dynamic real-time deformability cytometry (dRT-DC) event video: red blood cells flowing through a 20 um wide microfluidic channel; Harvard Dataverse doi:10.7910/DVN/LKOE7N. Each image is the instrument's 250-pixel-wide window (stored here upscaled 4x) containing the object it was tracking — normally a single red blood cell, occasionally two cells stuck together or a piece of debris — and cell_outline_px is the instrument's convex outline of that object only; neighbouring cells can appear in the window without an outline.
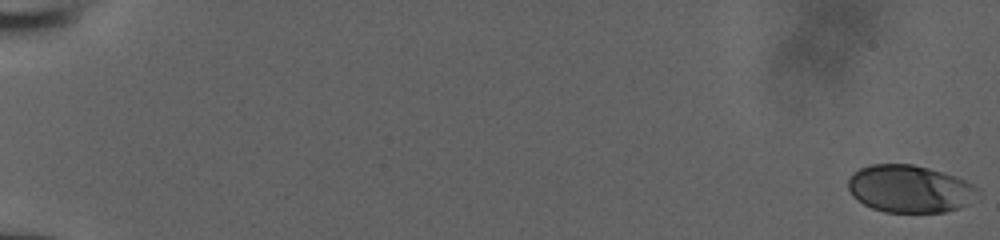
{"species": "human", "species_latin": "Homo sapiens", "temperature_condition": "room temperature", "stored_images_in_passage": 53, "camera_frame_rate_fps": 3000, "um_per_image_px": 0.085, "donor": {"sex": "male"}, "frame": {"image": 1, "passage_image": 1, "time_ms": 0.0, "image_size_px": [1000, 240], "cell_outline_px": [[980, 192], [960, 208], [944, 212], [884, 212], [872, 208], [864, 204], [852, 196], [848, 188], [848, 176], [852, 172], [860, 168], [872, 164], [912, 164], [928, 168], [956, 176], [980, 188]], "centroid_in_image_um": [77.29, 16.04], "position_along_channel_um": 7.7, "area_um2": 35.89}}
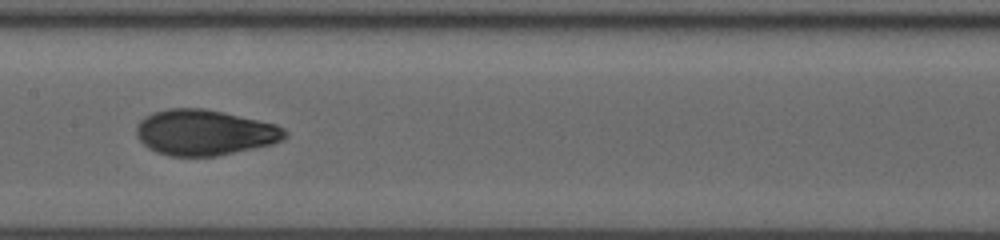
{"frame": {"image": 2, "passage_image": 30, "time_ms": 9.667, "image_size_px": [1000, 240], "cell_outline_px": [[288, 136], [272, 144], [216, 156], [168, 156], [156, 152], [148, 148], [136, 136], [136, 124], [144, 116], [152, 112], [168, 108], [204, 108], [224, 112], [276, 124], [284, 128], [288, 132]], "centroid_in_image_um": [17.36, 11.25], "position_along_channel_um": 190.0, "area_um2": 39.71}}
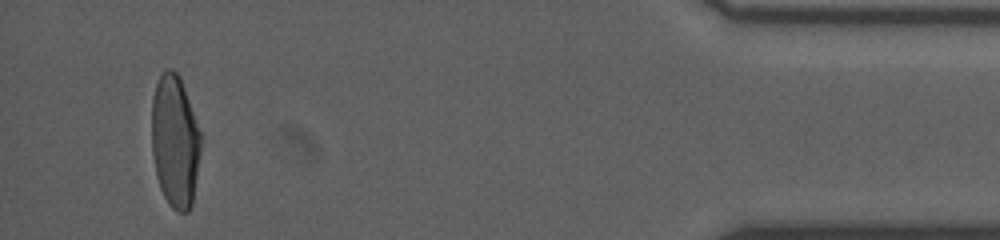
{"frame": {"image": 3, "passage_image": 51, "time_ms": 16.667, "image_size_px": [1000, 240], "cell_outline_px": [[200, 152], [192, 204], [188, 212], [176, 212], [168, 204], [160, 188], [156, 176], [152, 152], [152, 100], [156, 84], [164, 68], [172, 68], [180, 76], [200, 132]], "centroid_in_image_um": [14.85, 12.01], "position_along_channel_um": 420.3, "area_um2": 37.86}}